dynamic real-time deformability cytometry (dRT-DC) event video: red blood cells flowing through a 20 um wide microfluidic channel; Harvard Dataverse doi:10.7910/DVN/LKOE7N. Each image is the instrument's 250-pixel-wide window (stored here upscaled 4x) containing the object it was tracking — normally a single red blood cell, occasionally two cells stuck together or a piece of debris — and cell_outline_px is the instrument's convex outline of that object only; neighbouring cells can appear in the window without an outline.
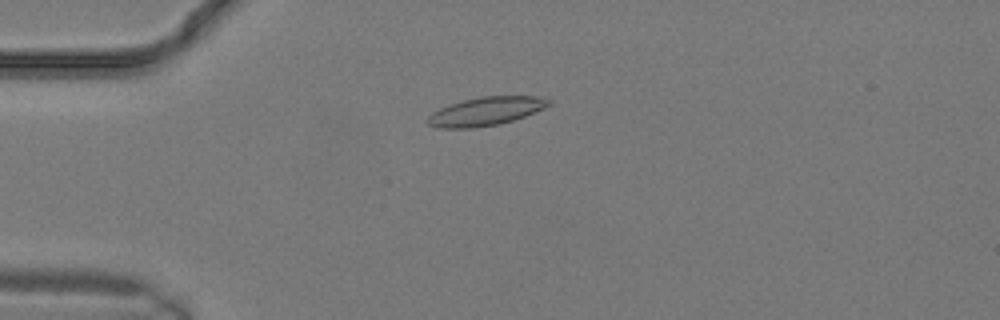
{"species": "common noctule bat (a hibernating species)", "species_latin": "Nyctalus noctula", "temperature_condition": "warm", "stored_images_in_passage": 8, "camera_frame_rate_fps": 3000, "um_per_image_px": 0.085, "animal": {"sex": "male", "body_mass_g": 19.2, "forearm_length_mm": 51.8}, "frame": {"image": 1, "passage_image": 5, "time_ms": 1.333, "image_size_px": [1000, 320], "cell_outline_px": [[552, 104], [544, 108], [524, 116], [500, 124], [472, 128], [440, 128], [428, 124], [428, 116], [432, 112], [440, 108], [464, 100], [480, 96], [540, 96], [552, 100]], "centroid_in_image_um": [41.33, 9.45], "position_along_channel_um": 43.7, "area_um2": 20.0}}
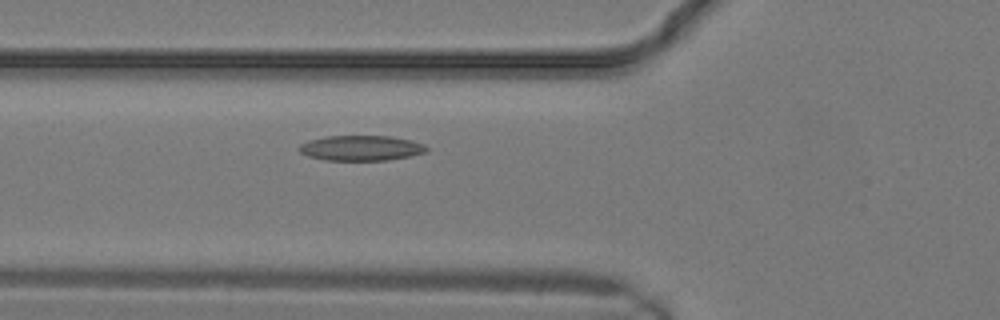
{"frame": {"image": 2, "passage_image": 8, "time_ms": 2.333, "image_size_px": [1000, 320], "cell_outline_px": [[428, 152], [388, 160], [324, 160], [308, 156], [300, 152], [296, 148], [300, 144], [308, 140], [328, 136], [392, 136], [412, 140], [424, 144], [428, 148]], "centroid_in_image_um": [30.68, 12.58], "position_along_channel_um": 95.1, "area_um2": 18.84}}